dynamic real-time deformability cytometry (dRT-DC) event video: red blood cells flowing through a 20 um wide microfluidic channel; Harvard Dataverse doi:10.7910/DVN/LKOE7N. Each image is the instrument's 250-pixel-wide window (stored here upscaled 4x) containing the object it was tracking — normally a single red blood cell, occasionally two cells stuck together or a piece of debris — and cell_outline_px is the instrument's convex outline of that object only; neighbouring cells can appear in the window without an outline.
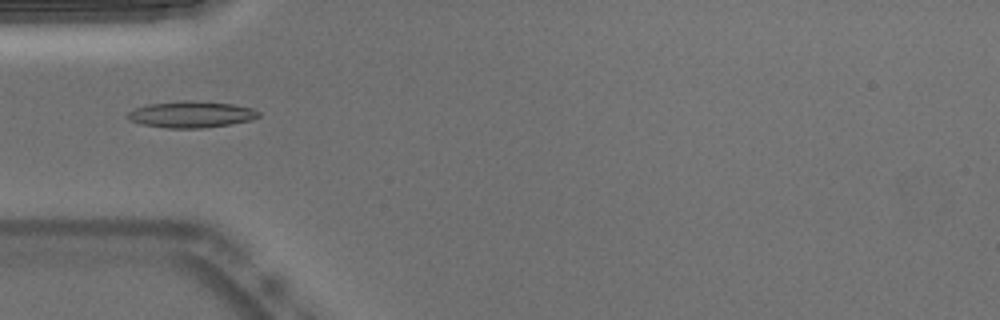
{"species": "Egyptian fruit bat (a non-hibernating species)", "species_latin": "Rousettus aegyptiacus", "temperature_condition": "warm", "stored_images_in_passage": 15, "camera_frame_rate_fps": 3000, "um_per_image_px": 0.085, "animal": {"sex": "male"}, "frame": {"image": 1, "passage_image": 3, "time_ms": 0.667, "image_size_px": [1000, 320], "cell_outline_px": [[260, 116], [252, 120], [204, 128], [164, 128], [140, 124], [128, 120], [124, 116], [128, 112], [136, 108], [148, 104], [184, 100], [192, 100], [232, 104], [252, 108], [260, 112]], "centroid_in_image_um": [16.21, 9.73], "position_along_channel_um": 68.8, "area_um2": 20.35}}
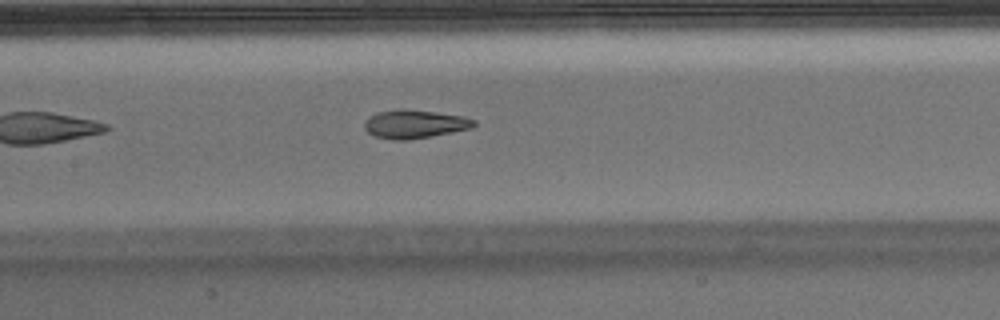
{"frame": {"image": 2, "passage_image": 11, "time_ms": 3.333, "image_size_px": [1000, 320], "cell_outline_px": [[476, 124], [472, 128], [432, 136], [408, 140], [392, 140], [376, 136], [368, 132], [364, 128], [364, 120], [368, 116], [376, 112], [400, 108], [404, 108], [436, 112], [464, 116], [476, 120]], "centroid_in_image_um": [35.22, 10.53], "position_along_channel_um": 172.2, "area_um2": 18.44}}